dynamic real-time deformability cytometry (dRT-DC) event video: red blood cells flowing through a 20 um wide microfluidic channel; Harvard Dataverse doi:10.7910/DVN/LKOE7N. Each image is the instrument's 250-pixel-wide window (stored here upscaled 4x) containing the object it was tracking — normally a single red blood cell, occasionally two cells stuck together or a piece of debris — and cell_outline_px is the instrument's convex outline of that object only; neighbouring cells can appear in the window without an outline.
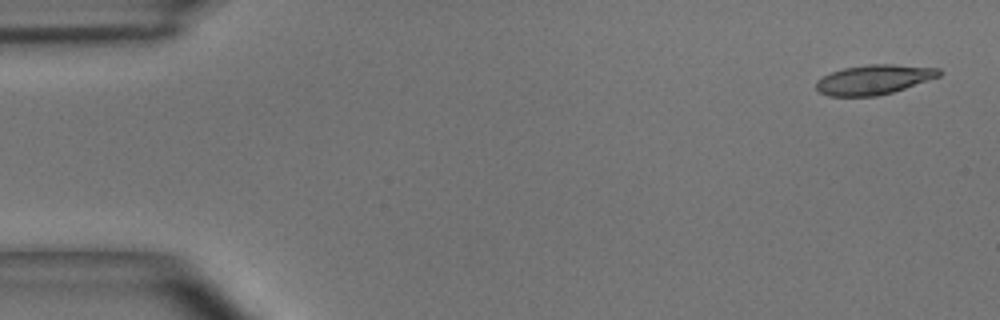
{"species": "common noctule bat (a hibernating species)", "species_latin": "Nyctalus noctula", "temperature_condition": "room temperature", "stored_images_in_passage": 4, "camera_frame_rate_fps": 3000, "um_per_image_px": 0.085, "animal": {"sex": "male", "body_mass_g": 15.6}, "frame": {"image": 1, "passage_image": 1, "time_ms": 0.0, "image_size_px": [1000, 320], "cell_outline_px": [[944, 72], [940, 76], [892, 92], [876, 96], [828, 96], [820, 92], [816, 88], [816, 80], [832, 72], [844, 68], [868, 64], [892, 64], [940, 68]], "centroid_in_image_um": [74.29, 6.76], "position_along_channel_um": 10.7, "area_um2": 21.15}}
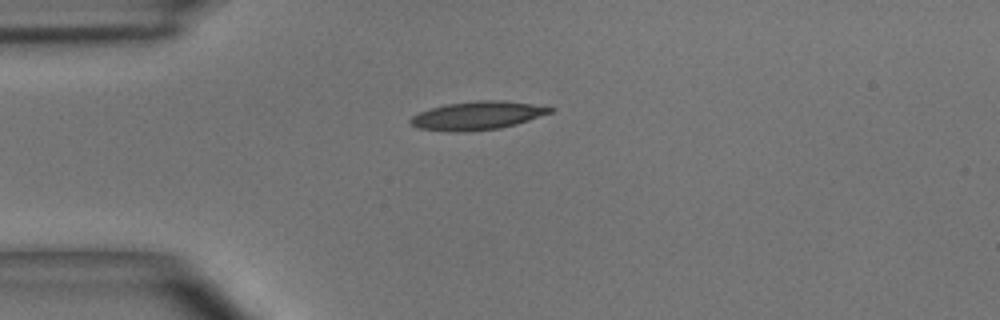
{"frame": {"image": 2, "passage_image": 3, "time_ms": 0.667, "image_size_px": [1000, 320], "cell_outline_px": [[556, 108], [552, 112], [516, 124], [500, 128], [464, 132], [456, 132], [420, 128], [408, 124], [408, 120], [412, 116], [420, 112], [444, 104], [476, 100], [496, 100], [528, 104]], "centroid_in_image_um": [40.52, 9.83], "position_along_channel_um": 44.5, "area_um2": 22.83}}